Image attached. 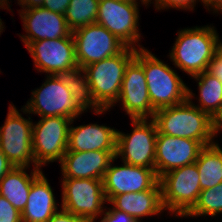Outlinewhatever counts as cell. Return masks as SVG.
<instances>
[{
    "label": "cell",
    "mask_w": 222,
    "mask_h": 222,
    "mask_svg": "<svg viewBox=\"0 0 222 222\" xmlns=\"http://www.w3.org/2000/svg\"><path fill=\"white\" fill-rule=\"evenodd\" d=\"M3 24H4V22H3V21L1 20V18H0V36H1V33L4 31L3 28H4L5 26H4Z\"/></svg>",
    "instance_id": "ab89813d"
},
{
    "label": "cell",
    "mask_w": 222,
    "mask_h": 222,
    "mask_svg": "<svg viewBox=\"0 0 222 222\" xmlns=\"http://www.w3.org/2000/svg\"><path fill=\"white\" fill-rule=\"evenodd\" d=\"M74 119L63 116L40 118L33 123L32 151L35 158V168L61 162L67 151L69 128Z\"/></svg>",
    "instance_id": "9c48e42d"
},
{
    "label": "cell",
    "mask_w": 222,
    "mask_h": 222,
    "mask_svg": "<svg viewBox=\"0 0 222 222\" xmlns=\"http://www.w3.org/2000/svg\"><path fill=\"white\" fill-rule=\"evenodd\" d=\"M9 3V0H0V9L2 8V9H7V10H9L10 11V9L11 8H9V7H11L10 6V3Z\"/></svg>",
    "instance_id": "f35d334b"
},
{
    "label": "cell",
    "mask_w": 222,
    "mask_h": 222,
    "mask_svg": "<svg viewBox=\"0 0 222 222\" xmlns=\"http://www.w3.org/2000/svg\"><path fill=\"white\" fill-rule=\"evenodd\" d=\"M108 203L113 205L115 210L130 215L136 222H141L143 217L164 212L159 181L150 190L116 195Z\"/></svg>",
    "instance_id": "ffe728a7"
},
{
    "label": "cell",
    "mask_w": 222,
    "mask_h": 222,
    "mask_svg": "<svg viewBox=\"0 0 222 222\" xmlns=\"http://www.w3.org/2000/svg\"><path fill=\"white\" fill-rule=\"evenodd\" d=\"M219 51L222 52V42L220 41V37H219Z\"/></svg>",
    "instance_id": "60d3db41"
},
{
    "label": "cell",
    "mask_w": 222,
    "mask_h": 222,
    "mask_svg": "<svg viewBox=\"0 0 222 222\" xmlns=\"http://www.w3.org/2000/svg\"><path fill=\"white\" fill-rule=\"evenodd\" d=\"M209 74L217 78L222 83V52L217 51L208 64L207 70Z\"/></svg>",
    "instance_id": "4dcf8cb0"
},
{
    "label": "cell",
    "mask_w": 222,
    "mask_h": 222,
    "mask_svg": "<svg viewBox=\"0 0 222 222\" xmlns=\"http://www.w3.org/2000/svg\"><path fill=\"white\" fill-rule=\"evenodd\" d=\"M204 7L210 12L221 13L222 12V0H200ZM211 8V9H210ZM210 9V10H209Z\"/></svg>",
    "instance_id": "e575fe53"
},
{
    "label": "cell",
    "mask_w": 222,
    "mask_h": 222,
    "mask_svg": "<svg viewBox=\"0 0 222 222\" xmlns=\"http://www.w3.org/2000/svg\"><path fill=\"white\" fill-rule=\"evenodd\" d=\"M118 102L131 119H150L155 114L156 110L152 107L148 94L144 69L135 58L126 66Z\"/></svg>",
    "instance_id": "9a60e30c"
},
{
    "label": "cell",
    "mask_w": 222,
    "mask_h": 222,
    "mask_svg": "<svg viewBox=\"0 0 222 222\" xmlns=\"http://www.w3.org/2000/svg\"><path fill=\"white\" fill-rule=\"evenodd\" d=\"M139 5L121 0H99L96 23L105 27L127 47L140 45ZM137 43V44H136ZM137 46V47H136Z\"/></svg>",
    "instance_id": "8fae6325"
},
{
    "label": "cell",
    "mask_w": 222,
    "mask_h": 222,
    "mask_svg": "<svg viewBox=\"0 0 222 222\" xmlns=\"http://www.w3.org/2000/svg\"><path fill=\"white\" fill-rule=\"evenodd\" d=\"M25 48L40 73L63 75L79 69L72 34L69 37L30 42Z\"/></svg>",
    "instance_id": "7c38bea8"
},
{
    "label": "cell",
    "mask_w": 222,
    "mask_h": 222,
    "mask_svg": "<svg viewBox=\"0 0 222 222\" xmlns=\"http://www.w3.org/2000/svg\"><path fill=\"white\" fill-rule=\"evenodd\" d=\"M215 29L211 25L179 29L168 55L173 65L190 77L206 71L219 50V35Z\"/></svg>",
    "instance_id": "6da1fadb"
},
{
    "label": "cell",
    "mask_w": 222,
    "mask_h": 222,
    "mask_svg": "<svg viewBox=\"0 0 222 222\" xmlns=\"http://www.w3.org/2000/svg\"><path fill=\"white\" fill-rule=\"evenodd\" d=\"M121 1H126V2H130V3H133V4H136V5H139L140 3L139 2H141V4L143 5H145V6H149V4H150V0H121ZM137 1H139V2H137Z\"/></svg>",
    "instance_id": "74e56055"
},
{
    "label": "cell",
    "mask_w": 222,
    "mask_h": 222,
    "mask_svg": "<svg viewBox=\"0 0 222 222\" xmlns=\"http://www.w3.org/2000/svg\"><path fill=\"white\" fill-rule=\"evenodd\" d=\"M191 78L198 81L199 97H196V99H198L199 104L196 105L192 102L195 98V93H193V90L189 87L188 100L197 108L214 118L222 107V83L206 71Z\"/></svg>",
    "instance_id": "603a6c76"
},
{
    "label": "cell",
    "mask_w": 222,
    "mask_h": 222,
    "mask_svg": "<svg viewBox=\"0 0 222 222\" xmlns=\"http://www.w3.org/2000/svg\"><path fill=\"white\" fill-rule=\"evenodd\" d=\"M43 171L32 181L28 201L21 212L22 222H48L58 204Z\"/></svg>",
    "instance_id": "44dd1931"
},
{
    "label": "cell",
    "mask_w": 222,
    "mask_h": 222,
    "mask_svg": "<svg viewBox=\"0 0 222 222\" xmlns=\"http://www.w3.org/2000/svg\"><path fill=\"white\" fill-rule=\"evenodd\" d=\"M17 3L22 7L21 10H24L42 6L43 0H18Z\"/></svg>",
    "instance_id": "8d00e7d4"
},
{
    "label": "cell",
    "mask_w": 222,
    "mask_h": 222,
    "mask_svg": "<svg viewBox=\"0 0 222 222\" xmlns=\"http://www.w3.org/2000/svg\"><path fill=\"white\" fill-rule=\"evenodd\" d=\"M152 119L161 134L196 140L204 147L215 143L213 118L188 99L156 110Z\"/></svg>",
    "instance_id": "7a4b0ae2"
},
{
    "label": "cell",
    "mask_w": 222,
    "mask_h": 222,
    "mask_svg": "<svg viewBox=\"0 0 222 222\" xmlns=\"http://www.w3.org/2000/svg\"><path fill=\"white\" fill-rule=\"evenodd\" d=\"M13 164L0 150V180L13 168Z\"/></svg>",
    "instance_id": "836d02e7"
},
{
    "label": "cell",
    "mask_w": 222,
    "mask_h": 222,
    "mask_svg": "<svg viewBox=\"0 0 222 222\" xmlns=\"http://www.w3.org/2000/svg\"><path fill=\"white\" fill-rule=\"evenodd\" d=\"M78 68L119 54L126 45L98 23L80 27L72 32Z\"/></svg>",
    "instance_id": "4fadbf2b"
},
{
    "label": "cell",
    "mask_w": 222,
    "mask_h": 222,
    "mask_svg": "<svg viewBox=\"0 0 222 222\" xmlns=\"http://www.w3.org/2000/svg\"><path fill=\"white\" fill-rule=\"evenodd\" d=\"M102 216L103 218H101L100 222H136L130 215L115 210L112 206L111 208L106 206Z\"/></svg>",
    "instance_id": "f546056e"
},
{
    "label": "cell",
    "mask_w": 222,
    "mask_h": 222,
    "mask_svg": "<svg viewBox=\"0 0 222 222\" xmlns=\"http://www.w3.org/2000/svg\"><path fill=\"white\" fill-rule=\"evenodd\" d=\"M222 214V183L200 192L193 209L185 217L216 216Z\"/></svg>",
    "instance_id": "4316f807"
},
{
    "label": "cell",
    "mask_w": 222,
    "mask_h": 222,
    "mask_svg": "<svg viewBox=\"0 0 222 222\" xmlns=\"http://www.w3.org/2000/svg\"><path fill=\"white\" fill-rule=\"evenodd\" d=\"M116 151H66L61 162L62 178L102 180Z\"/></svg>",
    "instance_id": "ac0fdd59"
},
{
    "label": "cell",
    "mask_w": 222,
    "mask_h": 222,
    "mask_svg": "<svg viewBox=\"0 0 222 222\" xmlns=\"http://www.w3.org/2000/svg\"><path fill=\"white\" fill-rule=\"evenodd\" d=\"M150 4L153 3L155 6V9L158 10H163V9H177V10H195L194 7L196 6V2L198 0H154ZM200 1V0H199ZM155 2V3H154ZM170 7V8H169Z\"/></svg>",
    "instance_id": "83f0119b"
},
{
    "label": "cell",
    "mask_w": 222,
    "mask_h": 222,
    "mask_svg": "<svg viewBox=\"0 0 222 222\" xmlns=\"http://www.w3.org/2000/svg\"><path fill=\"white\" fill-rule=\"evenodd\" d=\"M133 131L125 134L117 130L115 158L122 163L155 168L157 127L151 118L131 119ZM121 156V157H120Z\"/></svg>",
    "instance_id": "ba28073f"
},
{
    "label": "cell",
    "mask_w": 222,
    "mask_h": 222,
    "mask_svg": "<svg viewBox=\"0 0 222 222\" xmlns=\"http://www.w3.org/2000/svg\"><path fill=\"white\" fill-rule=\"evenodd\" d=\"M99 0H71L64 14L68 28L74 30L96 23Z\"/></svg>",
    "instance_id": "484cf974"
},
{
    "label": "cell",
    "mask_w": 222,
    "mask_h": 222,
    "mask_svg": "<svg viewBox=\"0 0 222 222\" xmlns=\"http://www.w3.org/2000/svg\"><path fill=\"white\" fill-rule=\"evenodd\" d=\"M0 222H22L21 212L0 196Z\"/></svg>",
    "instance_id": "f1b7e54d"
},
{
    "label": "cell",
    "mask_w": 222,
    "mask_h": 222,
    "mask_svg": "<svg viewBox=\"0 0 222 222\" xmlns=\"http://www.w3.org/2000/svg\"><path fill=\"white\" fill-rule=\"evenodd\" d=\"M61 183L63 210L87 222H96L101 217L107 203L102 180L63 178Z\"/></svg>",
    "instance_id": "52a82bcc"
},
{
    "label": "cell",
    "mask_w": 222,
    "mask_h": 222,
    "mask_svg": "<svg viewBox=\"0 0 222 222\" xmlns=\"http://www.w3.org/2000/svg\"><path fill=\"white\" fill-rule=\"evenodd\" d=\"M27 169L13 167L0 180V196L5 197L20 212L27 204L32 181L42 172L40 168H33L29 175Z\"/></svg>",
    "instance_id": "7402d4cb"
},
{
    "label": "cell",
    "mask_w": 222,
    "mask_h": 222,
    "mask_svg": "<svg viewBox=\"0 0 222 222\" xmlns=\"http://www.w3.org/2000/svg\"><path fill=\"white\" fill-rule=\"evenodd\" d=\"M48 222H87V221L61 208L51 217V219Z\"/></svg>",
    "instance_id": "d6a6232c"
},
{
    "label": "cell",
    "mask_w": 222,
    "mask_h": 222,
    "mask_svg": "<svg viewBox=\"0 0 222 222\" xmlns=\"http://www.w3.org/2000/svg\"><path fill=\"white\" fill-rule=\"evenodd\" d=\"M204 146L196 140L157 133L155 172L158 178L175 168L195 163Z\"/></svg>",
    "instance_id": "2e32d148"
},
{
    "label": "cell",
    "mask_w": 222,
    "mask_h": 222,
    "mask_svg": "<svg viewBox=\"0 0 222 222\" xmlns=\"http://www.w3.org/2000/svg\"><path fill=\"white\" fill-rule=\"evenodd\" d=\"M41 87L32 90L30 100L21 108V112L36 114L40 118L63 116L76 119L84 113L74 102L66 87L62 75H47Z\"/></svg>",
    "instance_id": "8992f818"
},
{
    "label": "cell",
    "mask_w": 222,
    "mask_h": 222,
    "mask_svg": "<svg viewBox=\"0 0 222 222\" xmlns=\"http://www.w3.org/2000/svg\"><path fill=\"white\" fill-rule=\"evenodd\" d=\"M200 175V188L205 190L222 183V148L215 141L205 146L196 160Z\"/></svg>",
    "instance_id": "cb8c5ba5"
},
{
    "label": "cell",
    "mask_w": 222,
    "mask_h": 222,
    "mask_svg": "<svg viewBox=\"0 0 222 222\" xmlns=\"http://www.w3.org/2000/svg\"><path fill=\"white\" fill-rule=\"evenodd\" d=\"M159 182L164 211L168 210L176 217H185L202 191L196 162L168 171L159 178Z\"/></svg>",
    "instance_id": "5b68a950"
},
{
    "label": "cell",
    "mask_w": 222,
    "mask_h": 222,
    "mask_svg": "<svg viewBox=\"0 0 222 222\" xmlns=\"http://www.w3.org/2000/svg\"><path fill=\"white\" fill-rule=\"evenodd\" d=\"M33 121L28 116L24 118L14 104H9V110L4 124L0 127V150L14 167L35 168V158L32 151Z\"/></svg>",
    "instance_id": "30bf717a"
},
{
    "label": "cell",
    "mask_w": 222,
    "mask_h": 222,
    "mask_svg": "<svg viewBox=\"0 0 222 222\" xmlns=\"http://www.w3.org/2000/svg\"><path fill=\"white\" fill-rule=\"evenodd\" d=\"M117 129L106 125L82 124L69 128L67 151H116Z\"/></svg>",
    "instance_id": "d6986e66"
},
{
    "label": "cell",
    "mask_w": 222,
    "mask_h": 222,
    "mask_svg": "<svg viewBox=\"0 0 222 222\" xmlns=\"http://www.w3.org/2000/svg\"><path fill=\"white\" fill-rule=\"evenodd\" d=\"M221 130H222V107L220 111L213 118V131L215 138L218 136L217 134L220 133Z\"/></svg>",
    "instance_id": "d590c367"
},
{
    "label": "cell",
    "mask_w": 222,
    "mask_h": 222,
    "mask_svg": "<svg viewBox=\"0 0 222 222\" xmlns=\"http://www.w3.org/2000/svg\"><path fill=\"white\" fill-rule=\"evenodd\" d=\"M62 76L66 87L72 94L74 102L83 112H87V109L90 110L91 108L95 114L101 115L108 111V109H101L95 102L88 78L82 69L63 74Z\"/></svg>",
    "instance_id": "d4e9b609"
},
{
    "label": "cell",
    "mask_w": 222,
    "mask_h": 222,
    "mask_svg": "<svg viewBox=\"0 0 222 222\" xmlns=\"http://www.w3.org/2000/svg\"><path fill=\"white\" fill-rule=\"evenodd\" d=\"M135 54V48L126 46L119 54L82 69L88 78L95 102L101 109L109 110L117 104L126 66Z\"/></svg>",
    "instance_id": "277c9868"
},
{
    "label": "cell",
    "mask_w": 222,
    "mask_h": 222,
    "mask_svg": "<svg viewBox=\"0 0 222 222\" xmlns=\"http://www.w3.org/2000/svg\"><path fill=\"white\" fill-rule=\"evenodd\" d=\"M115 160L117 159L112 160L102 179L107 202L114 196L123 193L150 190L159 181L155 168H145L126 163L114 166Z\"/></svg>",
    "instance_id": "5bb4252c"
},
{
    "label": "cell",
    "mask_w": 222,
    "mask_h": 222,
    "mask_svg": "<svg viewBox=\"0 0 222 222\" xmlns=\"http://www.w3.org/2000/svg\"><path fill=\"white\" fill-rule=\"evenodd\" d=\"M143 67L151 105L155 110L175 106L188 99V86L168 64L145 48L134 57Z\"/></svg>",
    "instance_id": "3957f363"
},
{
    "label": "cell",
    "mask_w": 222,
    "mask_h": 222,
    "mask_svg": "<svg viewBox=\"0 0 222 222\" xmlns=\"http://www.w3.org/2000/svg\"><path fill=\"white\" fill-rule=\"evenodd\" d=\"M18 13L23 20V28L27 33L20 35L25 47L30 42L69 37L72 34L64 15L61 13L50 11L42 6L19 10Z\"/></svg>",
    "instance_id": "e0dca14e"
},
{
    "label": "cell",
    "mask_w": 222,
    "mask_h": 222,
    "mask_svg": "<svg viewBox=\"0 0 222 222\" xmlns=\"http://www.w3.org/2000/svg\"><path fill=\"white\" fill-rule=\"evenodd\" d=\"M70 1L71 0H43L42 7L64 15Z\"/></svg>",
    "instance_id": "1f68e13d"
}]
</instances>
